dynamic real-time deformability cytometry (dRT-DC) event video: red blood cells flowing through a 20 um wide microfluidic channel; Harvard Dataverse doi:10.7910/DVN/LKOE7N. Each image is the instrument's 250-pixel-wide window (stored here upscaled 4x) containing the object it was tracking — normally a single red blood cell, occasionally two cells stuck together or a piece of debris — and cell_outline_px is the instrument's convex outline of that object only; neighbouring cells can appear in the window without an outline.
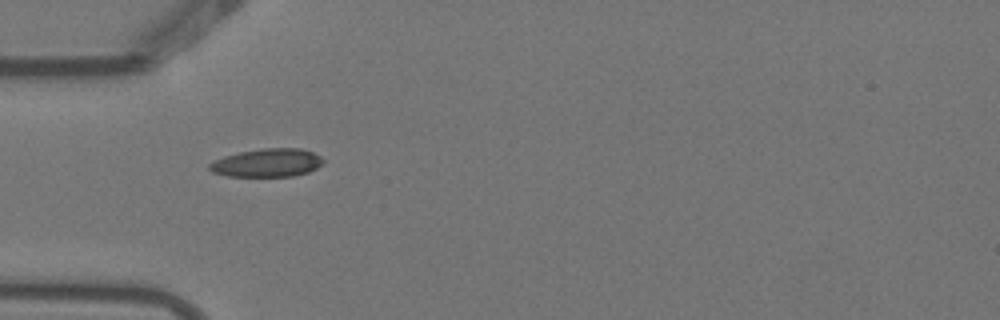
{"species": "Egyptian fruit bat (a non-hibernating species)", "species_latin": "Rousettus aegyptiacus", "temperature_condition": "warm", "stored_images_in_passage": 4, "camera_frame_rate_fps": 3000, "um_per_image_px": 0.085, "animal": {"sex": "female"}, "frame": {"image": 1, "passage_image": 1, "time_ms": 0.0, "image_size_px": [1000, 320], "cell_outline_px": [[324, 164], [308, 172], [292, 176], [228, 176], [212, 172], [208, 168], [208, 164], [224, 156], [240, 152], [264, 148], [300, 148], [312, 152], [320, 156], [324, 160]], "centroid_in_image_um": [22.72, 13.84], "position_along_channel_um": 62.3, "area_um2": 18.67}}
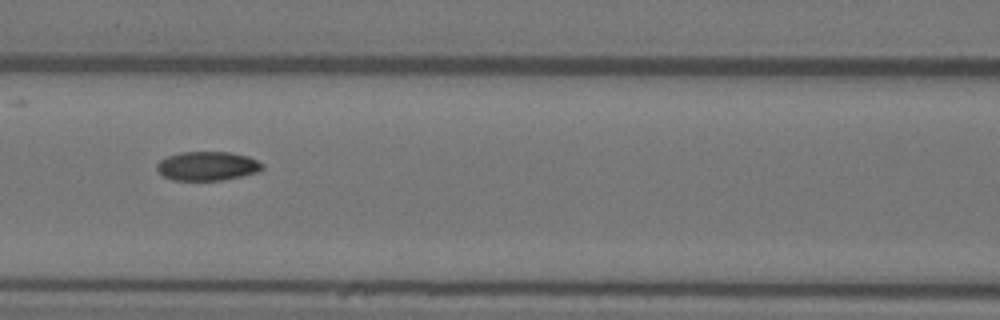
{"frame": {"image": 2, "passage_image": 3, "time_ms": 0.667, "image_size_px": [1000, 320], "cell_outline_px": [[264, 168], [260, 172], [220, 180], [172, 180], [164, 176], [156, 168], [156, 164], [160, 160], [168, 156], [180, 152], [228, 152], [248, 156], [264, 164]], "centroid_in_image_um": [17.64, 14.11], "position_along_channel_um": 149.0, "area_um2": 17.8}}
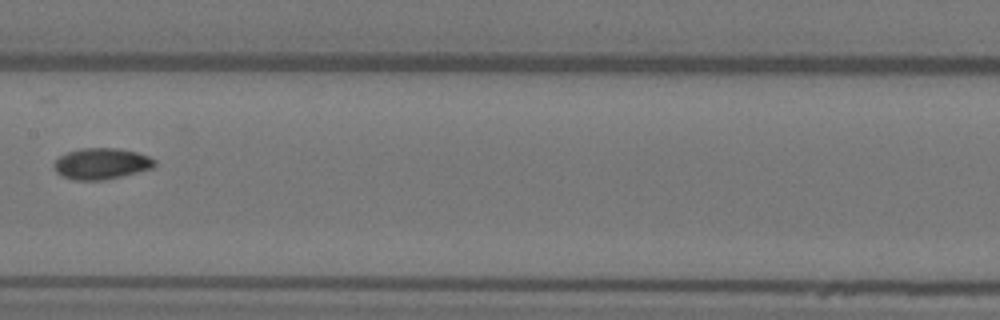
{"frame": {"image": 3, "passage_image": 4, "time_ms": 1.0, "image_size_px": [1000, 320], "cell_outline_px": [[156, 164], [152, 168], [104, 180], [76, 180], [60, 176], [56, 172], [52, 164], [60, 156], [68, 152], [80, 148], [116, 148], [136, 152], [148, 156], [156, 160]], "centroid_in_image_um": [8.58, 13.91], "position_along_channel_um": 198.8, "area_um2": 18.21}}